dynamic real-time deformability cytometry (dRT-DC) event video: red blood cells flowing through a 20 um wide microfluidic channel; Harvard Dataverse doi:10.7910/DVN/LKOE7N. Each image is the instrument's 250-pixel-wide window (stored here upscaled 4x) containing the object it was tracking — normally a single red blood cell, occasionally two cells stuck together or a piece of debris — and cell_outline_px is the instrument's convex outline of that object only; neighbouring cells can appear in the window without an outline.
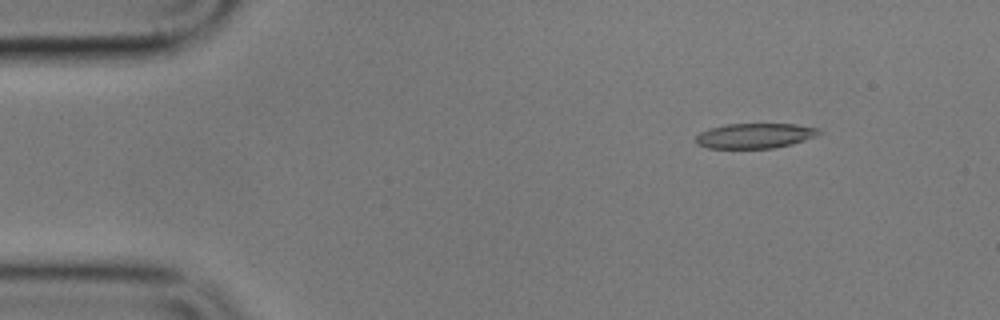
{"species": "common noctule bat (a hibernating species)", "species_latin": "Nyctalus noctula", "temperature_condition": "cold", "stored_images_in_passage": 6, "camera_frame_rate_fps": 3000, "um_per_image_px": 0.085, "animal": {"sex": "male", "body_mass_g": 17.9}, "frame": {"image": 1, "passage_image": 2, "time_ms": 1.0, "image_size_px": [1000, 320], "cell_outline_px": [[824, 132], [816, 136], [792, 144], [772, 148], [708, 148], [696, 144], [696, 136], [700, 132], [708, 128], [728, 124], [796, 124], [820, 128]], "centroid_in_image_um": [64.19, 11.53], "position_along_channel_um": 20.8, "area_um2": 18.09}}
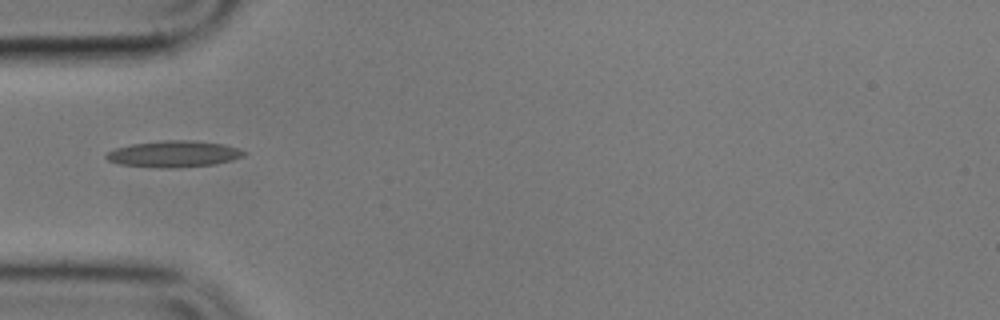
{"frame": {"image": 2, "passage_image": 5, "time_ms": 4.667, "image_size_px": [1000, 320], "cell_outline_px": [[248, 152], [244, 156], [232, 160], [216, 164], [168, 168], [160, 168], [120, 164], [108, 160], [104, 156], [108, 152], [116, 148], [132, 144], [164, 140], [192, 140], [224, 144], [240, 148]], "centroid_in_image_um": [14.82, 13.08], "position_along_channel_um": 70.2, "area_um2": 21.21}}
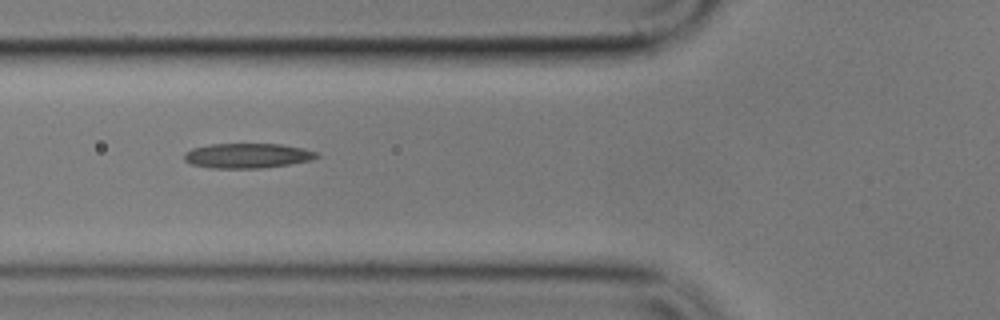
{"frame": {"image": 3, "passage_image": 6, "time_ms": 5.667, "image_size_px": [1000, 320], "cell_outline_px": [[320, 156], [312, 160], [288, 164], [260, 168], [208, 168], [188, 164], [184, 160], [184, 152], [192, 148], [212, 144], [280, 144], [304, 148], [316, 152]], "centroid_in_image_um": [20.99, 13.23], "position_along_channel_um": 104.8, "area_um2": 19.31}}